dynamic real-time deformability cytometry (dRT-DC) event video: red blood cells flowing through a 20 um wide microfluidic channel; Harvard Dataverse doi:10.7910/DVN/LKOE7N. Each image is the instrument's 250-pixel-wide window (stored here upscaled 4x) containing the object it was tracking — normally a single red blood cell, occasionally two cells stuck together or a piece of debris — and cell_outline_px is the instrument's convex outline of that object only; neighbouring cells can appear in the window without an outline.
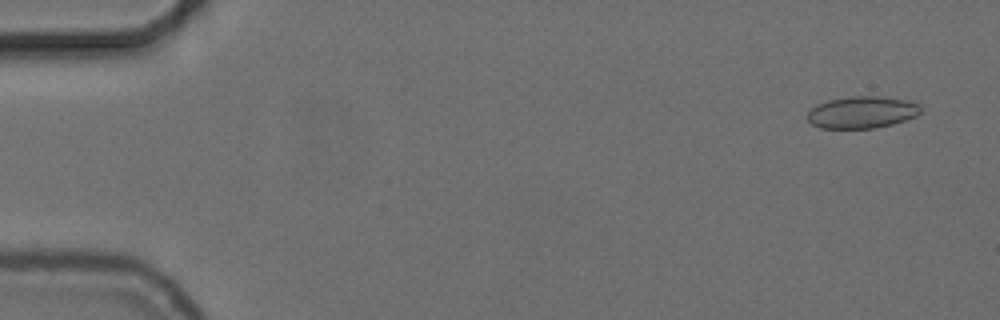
{"species": "common noctule bat (a hibernating species)", "species_latin": "Nyctalus noctula", "temperature_condition": "cold", "stored_images_in_passage": 54, "camera_frame_rate_fps": 3000, "um_per_image_px": 0.085, "animal": {"sex": "female", "body_mass_g": 24.6, "forearm_length_mm": 56.2}, "frame": {"image": 1, "passage_image": 3, "time_ms": 0.667, "image_size_px": [1000, 320], "cell_outline_px": [[920, 112], [916, 116], [892, 124], [876, 128], [820, 128], [812, 124], [804, 116], [816, 104], [828, 100], [848, 96], [876, 96], [904, 100], [920, 104]], "centroid_in_image_um": [73.21, 9.54], "position_along_channel_um": 11.8, "area_um2": 21.1}}
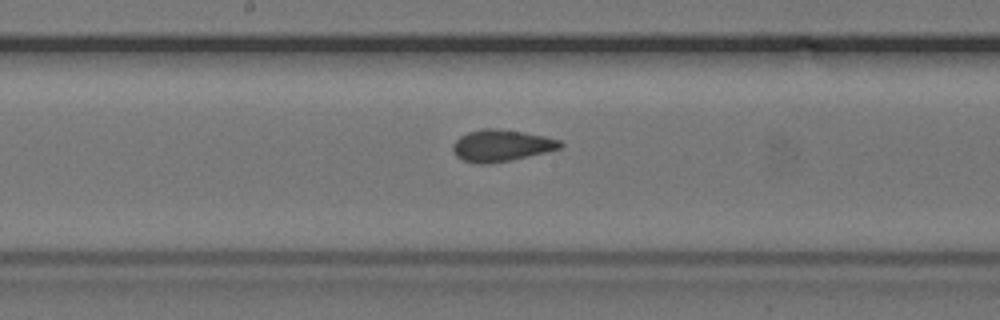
{"frame": {"image": 2, "passage_image": 29, "time_ms": 9.333, "image_size_px": [1000, 320], "cell_outline_px": [[564, 144], [560, 148], [544, 152], [508, 160], [488, 164], [480, 164], [464, 160], [456, 156], [452, 148], [452, 144], [460, 136], [468, 132], [484, 128], [496, 128], [544, 136], [560, 140]], "centroid_in_image_um": [42.58, 12.36], "position_along_channel_um": 205.6, "area_um2": 19.48}}
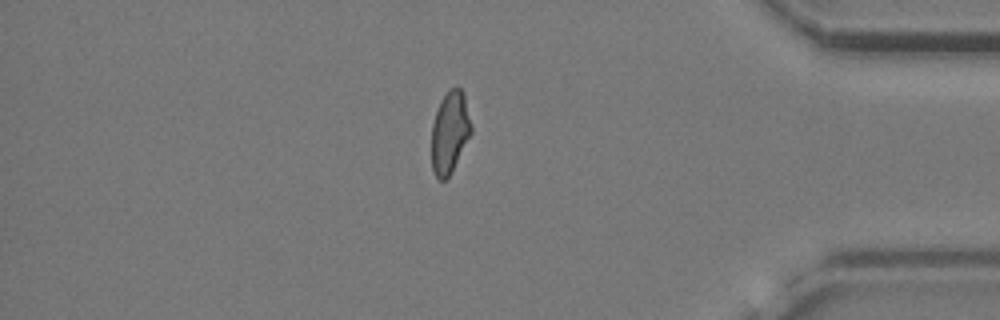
{"frame": {"image": 3, "passage_image": 47, "time_ms": 15.333, "image_size_px": [1000, 320], "cell_outline_px": [[472, 132], [452, 172], [444, 180], [440, 180], [436, 176], [432, 168], [432, 124], [440, 100], [448, 88], [456, 84], [464, 92], [472, 128]], "centroid_in_image_um": [38.24, 11.19], "position_along_channel_um": 397.0, "area_um2": 19.13}, "authors_computed_cell_mechanics": {"area_um2": 19.941, "velocity_mm_per_s": 3.7351, "shape_relaxation_time_tau1_ms": 9.1247, "shape_relaxation_time_tau2_ms": 1.3357, "deformation_change_tau1": 0.1557, "deformation_change_tau2": 0.065}}